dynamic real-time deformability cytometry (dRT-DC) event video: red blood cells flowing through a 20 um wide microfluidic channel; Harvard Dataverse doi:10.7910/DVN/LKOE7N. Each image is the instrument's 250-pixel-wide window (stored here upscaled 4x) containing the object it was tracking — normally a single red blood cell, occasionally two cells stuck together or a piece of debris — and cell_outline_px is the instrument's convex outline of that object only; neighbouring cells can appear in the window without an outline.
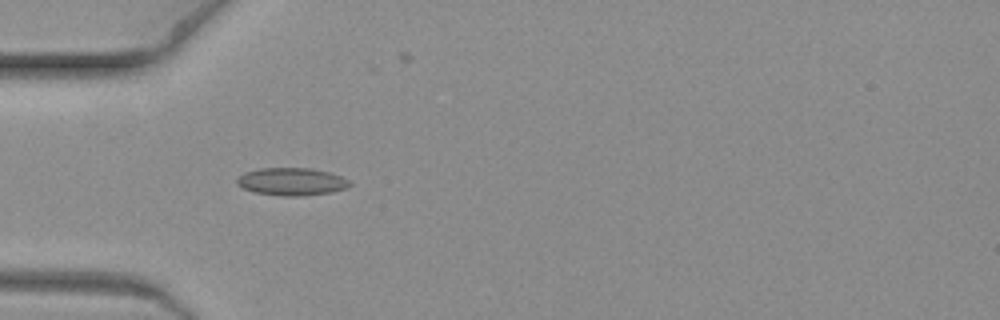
{"species": "common noctule bat (a hibernating species)", "species_latin": "Nyctalus noctula", "temperature_condition": "warm", "stored_images_in_passage": 10, "camera_frame_rate_fps": 3000, "um_per_image_px": 0.085, "animal": {"sex": "female", "body_mass_g": 19.3, "forearm_length_mm": 54.1}, "frame": {"image": 1, "passage_image": 6, "time_ms": 1.667, "image_size_px": [1000, 320], "cell_outline_px": [[352, 184], [348, 188], [332, 192], [300, 196], [284, 196], [252, 192], [236, 184], [236, 180], [244, 172], [260, 168], [312, 168], [328, 172], [340, 176], [348, 180]], "centroid_in_image_um": [24.79, 15.44], "position_along_channel_um": 60.2, "area_um2": 18.21}}
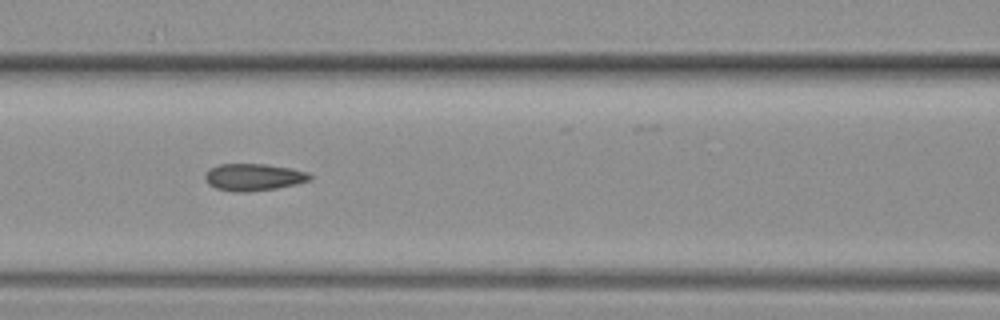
{"frame": {"image": 2, "passage_image": 9, "time_ms": 2.667, "image_size_px": [1000, 320], "cell_outline_px": [[312, 180], [296, 184], [276, 188], [244, 192], [236, 192], [216, 188], [208, 184], [204, 176], [216, 164], [268, 164], [292, 168], [308, 172], [312, 176]], "centroid_in_image_um": [21.59, 15.05], "position_along_channel_um": 145.0, "area_um2": 16.53}}
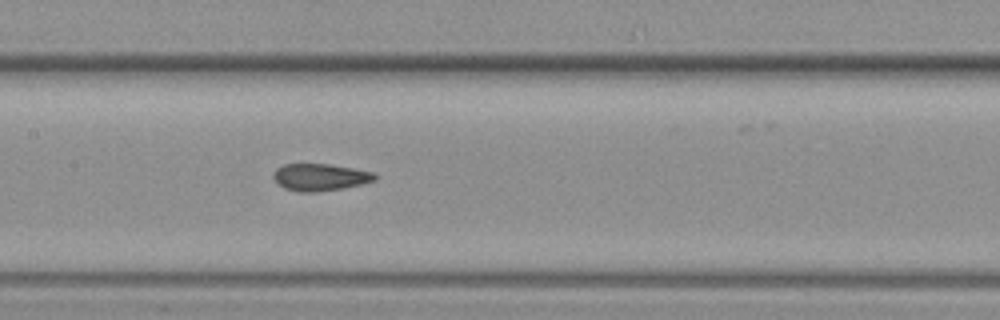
{"frame": {"image": 3, "passage_image": 10, "time_ms": 3.0, "image_size_px": [1000, 320], "cell_outline_px": [[380, 176], [376, 180], [360, 184], [340, 188], [316, 192], [300, 192], [284, 188], [272, 176], [272, 172], [276, 168], [284, 164], [332, 164], [372, 172]], "centroid_in_image_um": [27.2, 15.05], "position_along_channel_um": 180.2, "area_um2": 15.95}}